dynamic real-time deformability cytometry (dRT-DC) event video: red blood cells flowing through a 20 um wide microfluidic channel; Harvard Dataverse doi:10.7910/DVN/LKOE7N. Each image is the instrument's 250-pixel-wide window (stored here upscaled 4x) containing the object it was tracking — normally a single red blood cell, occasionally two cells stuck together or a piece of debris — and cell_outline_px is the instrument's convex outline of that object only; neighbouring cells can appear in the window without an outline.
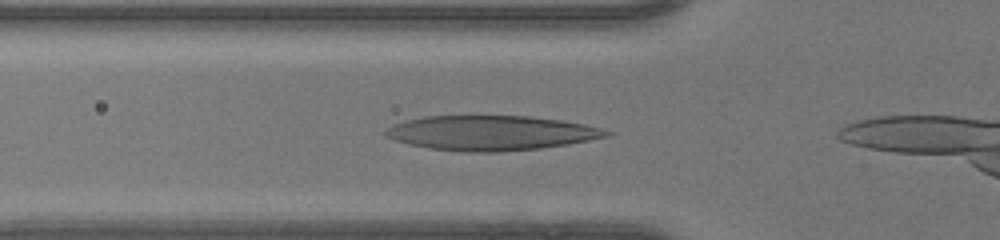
{"species": "human", "species_latin": "Homo sapiens", "temperature_condition": "warm", "stored_images_in_passage": 16, "camera_frame_rate_fps": 3000, "um_per_image_px": 0.085, "donor": {"sex": "female"}, "frame": {"image": 1, "passage_image": 3, "time_ms": 0.667, "image_size_px": [1000, 240], "cell_outline_px": [[616, 132], [608, 136], [568, 144], [540, 148], [500, 152], [464, 152], [428, 148], [408, 144], [384, 136], [384, 132], [392, 124], [424, 116], [528, 116], [560, 120], [584, 124]], "centroid_in_image_um": [41.73, 11.3], "position_along_channel_um": 84.1, "area_um2": 44.68}}
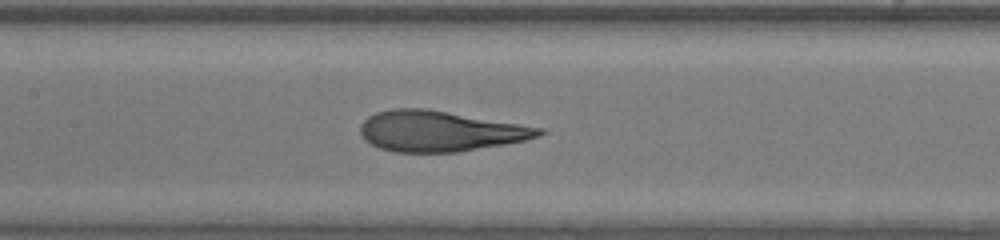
{"frame": {"image": 2, "passage_image": 9, "time_ms": 2.667, "image_size_px": [1000, 240], "cell_outline_px": [[548, 132], [540, 136], [524, 140], [504, 144], [456, 152], [392, 152], [380, 148], [364, 140], [360, 132], [360, 124], [368, 116], [376, 112], [392, 108], [428, 108], [544, 128]], "centroid_in_image_um": [37.38, 11.14], "position_along_channel_um": 170.0, "area_um2": 42.43}}
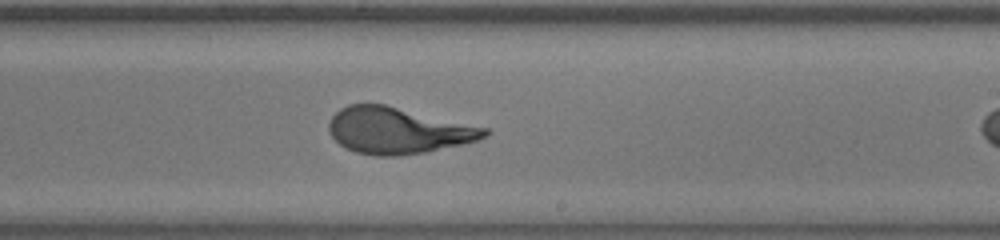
{"frame": {"image": 3, "passage_image": 15, "time_ms": 4.667, "image_size_px": [1000, 240], "cell_outline_px": [[492, 132], [488, 136], [476, 140], [460, 144], [424, 152], [400, 156], [376, 156], [356, 152], [344, 148], [332, 136], [328, 128], [328, 124], [332, 116], [340, 108], [348, 104], [384, 104], [488, 128]], "centroid_in_image_um": [33.8, 11.09], "position_along_channel_um": 255.2, "area_um2": 41.85}}